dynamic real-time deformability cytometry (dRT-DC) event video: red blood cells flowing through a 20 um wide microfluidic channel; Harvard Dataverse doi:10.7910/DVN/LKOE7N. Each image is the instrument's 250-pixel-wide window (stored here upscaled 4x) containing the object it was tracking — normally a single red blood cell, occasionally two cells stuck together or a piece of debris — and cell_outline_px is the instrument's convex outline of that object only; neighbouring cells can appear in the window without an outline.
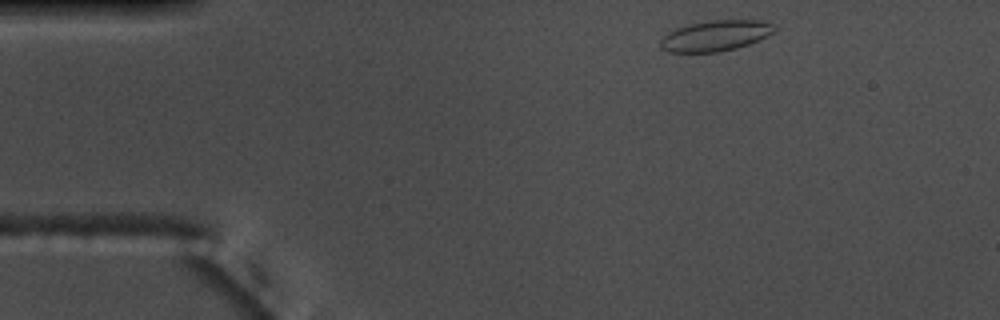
{"species": "common noctule bat (a hibernating species)", "species_latin": "Nyctalus noctula", "temperature_condition": "warm", "stored_images_in_passage": 48, "camera_frame_rate_fps": 3000, "um_per_image_px": 0.085, "animal": {"sex": "male", "body_mass_g": 17.5, "forearm_length_mm": 52.3}, "frame": {"image": 1, "passage_image": 2, "time_ms": 0.333, "image_size_px": [1000, 320], "cell_outline_px": [[776, 28], [768, 36], [748, 44], [736, 48], [720, 52], [668, 52], [660, 48], [660, 40], [668, 32], [676, 28], [692, 24], [712, 20], [756, 20], [776, 24]], "centroid_in_image_um": [60.81, 3.04], "position_along_channel_um": 24.2, "area_um2": 20.29}}
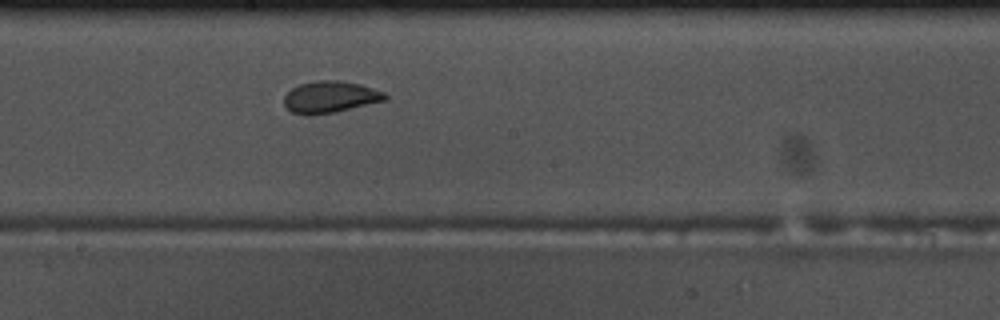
{"frame": {"image": 2, "passage_image": 23, "time_ms": 7.333, "image_size_px": [1000, 320], "cell_outline_px": [[388, 100], [332, 112], [308, 116], [304, 116], [292, 112], [284, 104], [284, 96], [292, 88], [300, 84], [320, 80], [340, 80], [360, 84], [384, 92], [388, 96]], "centroid_in_image_um": [28.07, 8.24], "position_along_channel_um": 220.1, "area_um2": 18.61}}
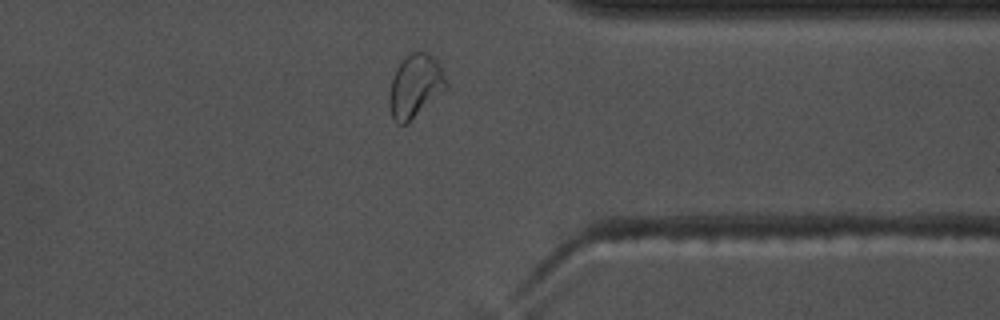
{"frame": {"image": 3, "passage_image": 36, "time_ms": 11.667, "image_size_px": [1000, 320], "cell_outline_px": [[448, 88], [444, 92], [408, 124], [396, 124], [392, 116], [388, 100], [392, 80], [396, 68], [404, 56], [412, 52], [428, 52], [436, 60], [448, 84]], "centroid_in_image_um": [35.29, 7.34], "position_along_channel_um": 376.1, "area_um2": 21.1}, "authors_computed_cell_mechanics": {"area_um2": 19.4208, "velocity_mm_per_s": 3.7433, "shape_relaxation_time_tau1_ms": null, "shape_relaxation_time_tau2_ms": 1.0081, "deformation_change_tau1": null, "deformation_change_tau2": 0.0648}}